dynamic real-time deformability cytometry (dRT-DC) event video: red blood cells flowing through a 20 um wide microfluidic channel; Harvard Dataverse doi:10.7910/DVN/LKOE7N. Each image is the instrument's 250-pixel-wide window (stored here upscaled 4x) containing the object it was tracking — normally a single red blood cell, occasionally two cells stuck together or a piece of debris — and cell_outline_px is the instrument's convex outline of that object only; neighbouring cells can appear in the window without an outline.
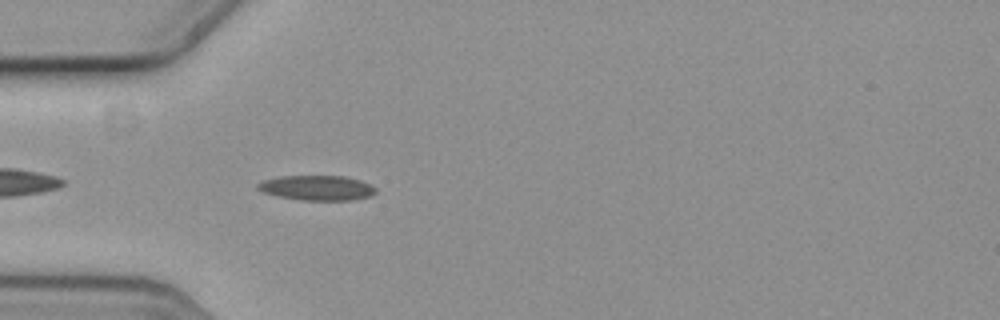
{"species": "common noctule bat (a hibernating species)", "species_latin": "Nyctalus noctula", "temperature_condition": "cold", "stored_images_in_passage": 43, "camera_frame_rate_fps": 3000, "um_per_image_px": 0.085, "animal": {"sex": "female", "body_mass_g": 19.3, "forearm_length_mm": 54.1}, "frame": {"image": 1, "passage_image": 3, "time_ms": 0.667, "image_size_px": [1000, 320], "cell_outline_px": [[376, 192], [372, 196], [352, 200], [300, 200], [276, 196], [264, 192], [256, 188], [256, 184], [264, 180], [280, 176], [344, 176], [360, 180], [376, 188]], "centroid_in_image_um": [26.94, 15.97], "position_along_channel_um": 58.1, "area_um2": 17.17}}
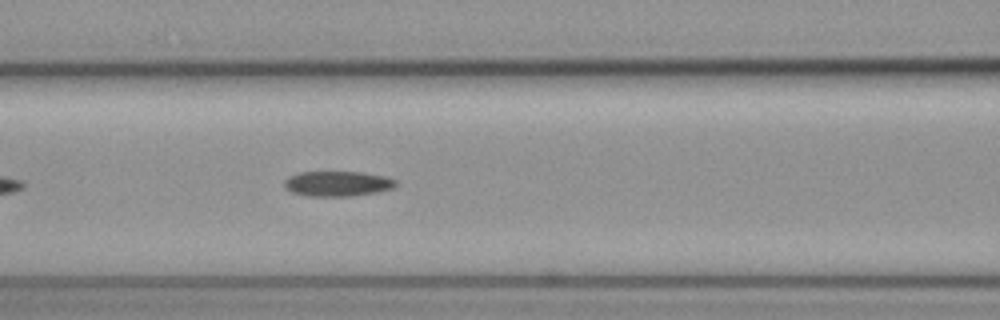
{"frame": {"image": 2, "passage_image": 10, "time_ms": 3.0, "image_size_px": [1000, 320], "cell_outline_px": [[396, 184], [392, 188], [376, 192], [352, 196], [308, 196], [292, 192], [284, 188], [284, 180], [288, 176], [296, 172], [360, 172], [384, 176], [396, 180]], "centroid_in_image_um": [28.63, 15.61], "position_along_channel_um": 138.0, "area_um2": 16.36}}
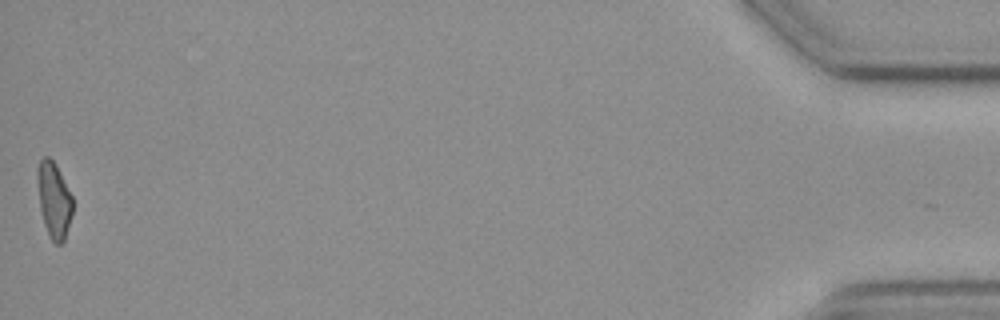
{"frame": {"image": 3, "passage_image": 43, "time_ms": 14.0, "image_size_px": [1000, 320], "cell_outline_px": [[72, 212], [64, 240], [60, 244], [56, 244], [48, 236], [44, 224], [40, 208], [36, 176], [36, 168], [40, 160], [44, 156], [48, 156], [56, 164], [72, 196]], "centroid_in_image_um": [4.56, 16.97], "position_along_channel_um": 430.6, "area_um2": 15.55}}